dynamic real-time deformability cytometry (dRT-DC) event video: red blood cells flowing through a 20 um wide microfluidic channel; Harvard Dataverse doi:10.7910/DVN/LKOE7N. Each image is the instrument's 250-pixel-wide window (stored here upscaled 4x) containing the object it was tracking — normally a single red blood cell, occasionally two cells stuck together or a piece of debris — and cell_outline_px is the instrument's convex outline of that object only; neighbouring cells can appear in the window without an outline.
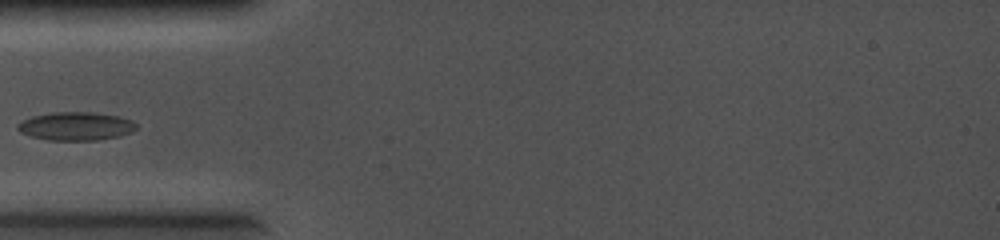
{"species": "common noctule bat (a hibernating species)", "species_latin": "Nyctalus noctula", "temperature_condition": "cold", "stored_images_in_passage": 7, "camera_frame_rate_fps": 5000, "um_per_image_px": 0.085, "animal": {"sex": "female", "body_mass_g": 19.0, "forearm_length_mm": 56.7}, "frame": {"image": 1, "passage_image": 5, "time_ms": 0.8, "image_size_px": [1000, 240], "cell_outline_px": [[136, 128], [132, 132], [120, 136], [96, 140], [48, 140], [32, 136], [20, 132], [16, 128], [16, 124], [32, 116], [52, 112], [92, 112], [120, 116], [132, 120], [136, 124]], "centroid_in_image_um": [6.46, 10.72], "position_along_channel_um": 78.5, "area_um2": 19.65}}
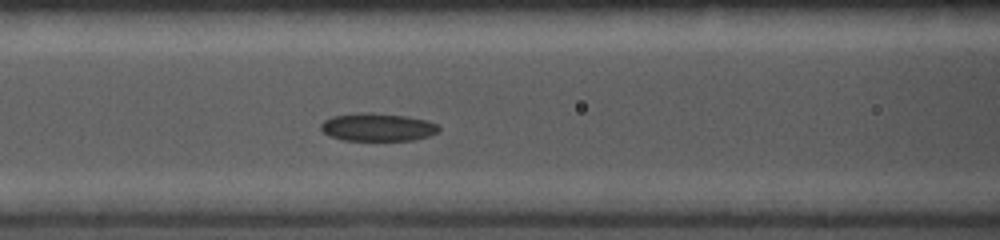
{"frame": {"image": 2, "passage_image": 7, "time_ms": 1.2, "image_size_px": [1000, 240], "cell_outline_px": [[440, 128], [436, 132], [428, 136], [412, 140], [344, 140], [328, 136], [320, 128], [320, 124], [324, 120], [332, 116], [360, 112], [368, 112], [408, 116], [428, 120], [436, 124]], "centroid_in_image_um": [32.06, 10.8], "position_along_channel_um": 134.5, "area_um2": 19.25}}